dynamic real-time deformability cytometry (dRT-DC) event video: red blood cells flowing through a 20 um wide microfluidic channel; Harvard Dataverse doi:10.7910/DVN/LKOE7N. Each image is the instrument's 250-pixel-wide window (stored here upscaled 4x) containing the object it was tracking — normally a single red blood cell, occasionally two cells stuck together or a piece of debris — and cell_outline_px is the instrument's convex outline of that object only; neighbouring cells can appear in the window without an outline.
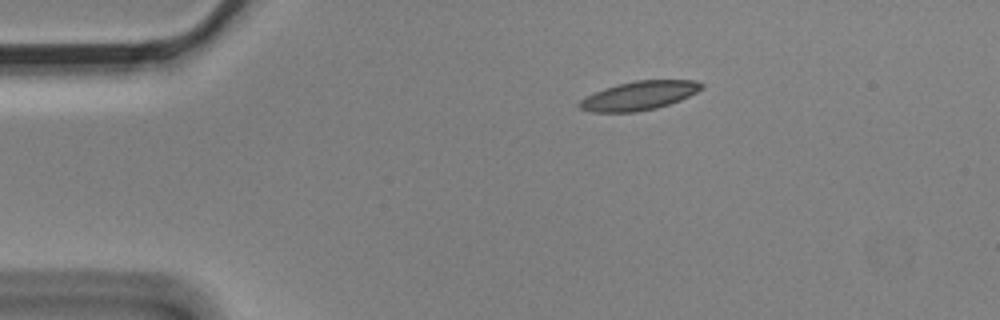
{"species": "Egyptian fruit bat (a non-hibernating species)", "species_latin": "Rousettus aegyptiacus", "temperature_condition": "cold", "stored_images_in_passage": 3, "camera_frame_rate_fps": 3000, "um_per_image_px": 0.085, "animal": {"sex": "male"}, "frame": {"image": 1, "passage_image": 1, "time_ms": 0.0, "image_size_px": [1000, 320], "cell_outline_px": [[704, 88], [680, 100], [656, 108], [636, 112], [592, 112], [580, 108], [576, 104], [580, 100], [604, 88], [616, 84], [636, 80], [696, 80], [704, 84]], "centroid_in_image_um": [54.33, 8.12], "position_along_channel_um": 30.7, "area_um2": 20.46}}
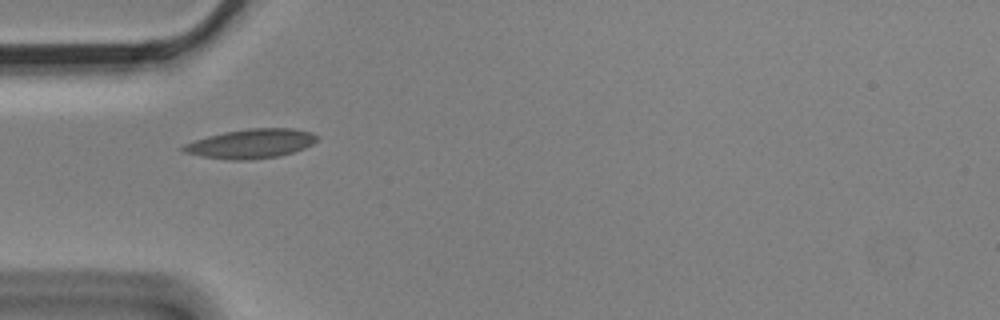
{"frame": {"image": 2, "passage_image": 3, "time_ms": 0.667, "image_size_px": [1000, 320], "cell_outline_px": [[316, 140], [312, 144], [304, 148], [280, 156], [252, 160], [232, 160], [204, 156], [184, 152], [180, 148], [184, 144], [208, 136], [224, 132], [248, 128], [292, 128], [312, 132], [316, 136]], "centroid_in_image_um": [21.34, 12.21], "position_along_channel_um": 63.7, "area_um2": 22.66}}